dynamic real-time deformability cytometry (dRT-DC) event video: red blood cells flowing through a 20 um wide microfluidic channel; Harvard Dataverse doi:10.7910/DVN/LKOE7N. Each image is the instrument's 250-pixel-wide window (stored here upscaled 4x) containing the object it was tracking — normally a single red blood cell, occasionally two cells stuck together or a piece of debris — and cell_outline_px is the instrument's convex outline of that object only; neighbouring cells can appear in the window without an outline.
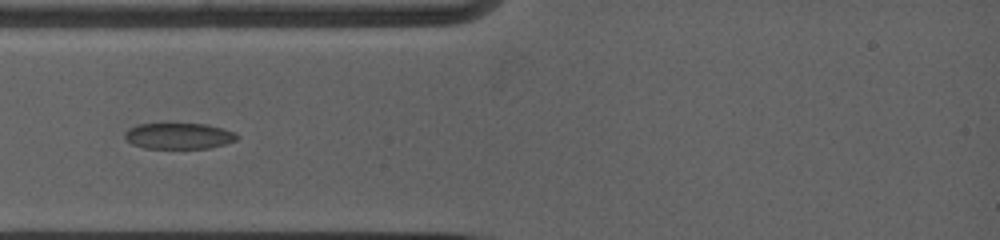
{"species": "common noctule bat (a hibernating species)", "species_latin": "Nyctalus noctula", "temperature_condition": "warm", "stored_images_in_passage": 6, "camera_frame_rate_fps": 5000, "um_per_image_px": 0.085, "animal": {"sex": "female", "body_mass_g": 19.0, "forearm_length_mm": 53.3}, "frame": {"image": 1, "passage_image": 4, "time_ms": 2.4, "image_size_px": [1000, 240], "cell_outline_px": [[240, 136], [236, 140], [224, 144], [208, 148], [144, 148], [132, 144], [124, 140], [124, 132], [128, 128], [136, 124], [208, 124], [224, 128], [236, 132]], "centroid_in_image_um": [15.19, 11.55], "position_along_channel_um": 69.8, "area_um2": 17.22}}
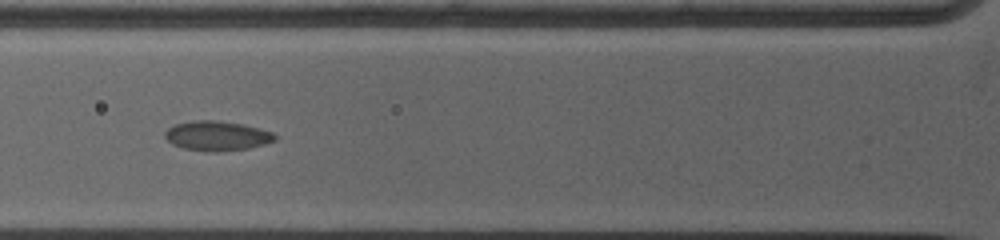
{"frame": {"image": 2, "passage_image": 5, "time_ms": 3.4, "image_size_px": [1000, 240], "cell_outline_px": [[276, 140], [264, 144], [248, 148], [220, 152], [208, 152], [184, 148], [172, 144], [164, 136], [164, 132], [168, 128], [176, 124], [192, 120], [216, 120], [244, 124], [272, 132], [276, 136]], "centroid_in_image_um": [18.43, 11.54], "position_along_channel_um": 107.4, "area_um2": 19.07}}